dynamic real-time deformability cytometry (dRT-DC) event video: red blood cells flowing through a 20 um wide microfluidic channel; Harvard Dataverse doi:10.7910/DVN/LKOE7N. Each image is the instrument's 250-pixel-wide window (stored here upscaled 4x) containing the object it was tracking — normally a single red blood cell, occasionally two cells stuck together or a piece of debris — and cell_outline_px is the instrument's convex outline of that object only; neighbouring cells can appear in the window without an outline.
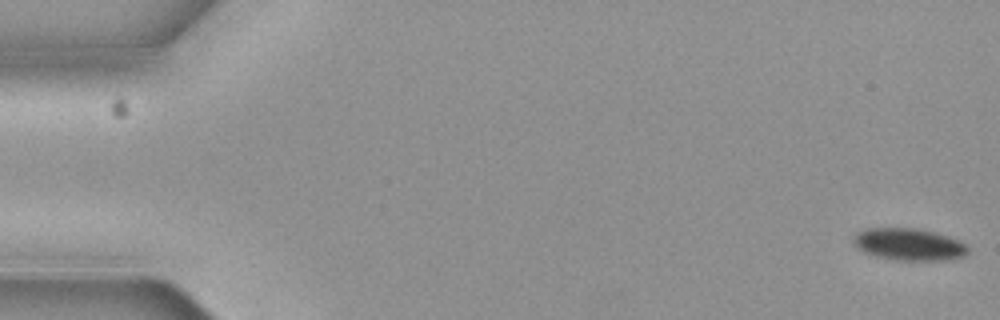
{"species": "common noctule bat (a hibernating species)", "species_latin": "Nyctalus noctula", "temperature_condition": "cold", "stored_images_in_passage": 5, "camera_frame_rate_fps": 3000, "um_per_image_px": 0.085, "animal": {"sex": "female", "body_mass_g": 19.3, "forearm_length_mm": 54.1}, "frame": {"image": 1, "passage_image": 1, "time_ms": 0.0, "image_size_px": [1000, 320], "cell_outline_px": [[968, 252], [964, 256], [948, 260], [896, 260], [876, 256], [864, 252], [852, 240], [864, 228], [916, 228], [936, 232], [948, 236], [964, 244], [968, 248]], "centroid_in_image_um": [77.28, 20.77], "position_along_channel_um": 7.7, "area_um2": 21.15}}
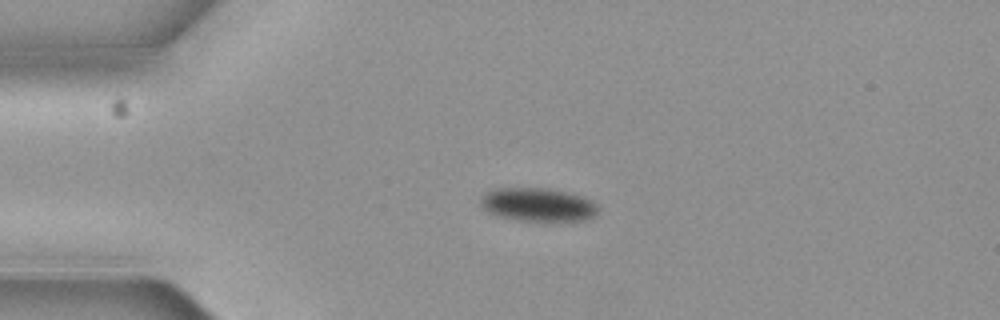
{"frame": {"image": 2, "passage_image": 4, "time_ms": 1.0, "image_size_px": [1000, 320], "cell_outline_px": [[596, 212], [592, 216], [584, 220], [516, 220], [500, 216], [488, 212], [480, 204], [480, 196], [484, 192], [496, 188], [548, 188], [580, 196], [588, 200], [596, 208]], "centroid_in_image_um": [45.6, 17.38], "position_along_channel_um": 39.4, "area_um2": 22.31}}